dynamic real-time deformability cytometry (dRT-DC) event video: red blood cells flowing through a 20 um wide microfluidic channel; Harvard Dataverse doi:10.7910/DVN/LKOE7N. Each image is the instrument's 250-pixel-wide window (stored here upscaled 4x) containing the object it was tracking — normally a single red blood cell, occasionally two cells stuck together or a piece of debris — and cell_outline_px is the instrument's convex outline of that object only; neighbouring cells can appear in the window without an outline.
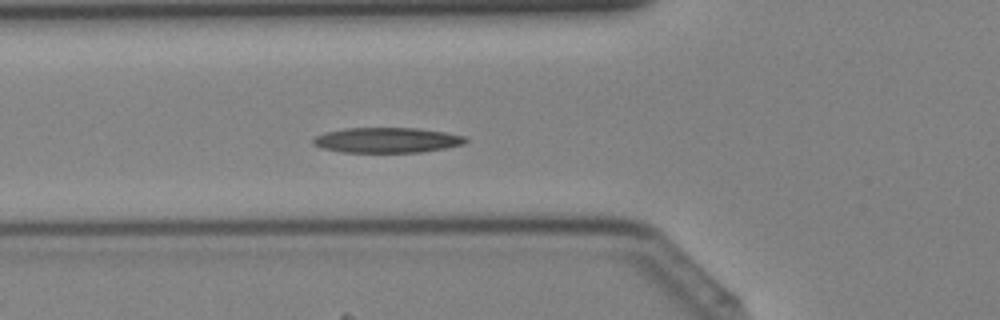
{"species": "Egyptian fruit bat (a non-hibernating species)", "species_latin": "Rousettus aegyptiacus", "temperature_condition": "cold", "stored_images_in_passage": 35, "camera_frame_rate_fps": 3000, "um_per_image_px": 0.085, "animal": {"sex": "female"}, "frame": {"image": 1, "passage_image": 8, "time_ms": 2.333, "image_size_px": [1000, 320], "cell_outline_px": [[468, 140], [464, 144], [444, 148], [420, 152], [340, 152], [324, 148], [312, 144], [312, 140], [316, 136], [324, 132], [344, 128], [416, 128], [444, 132], [464, 136]], "centroid_in_image_um": [32.86, 11.91], "position_along_channel_um": 92.9, "area_um2": 22.31}}
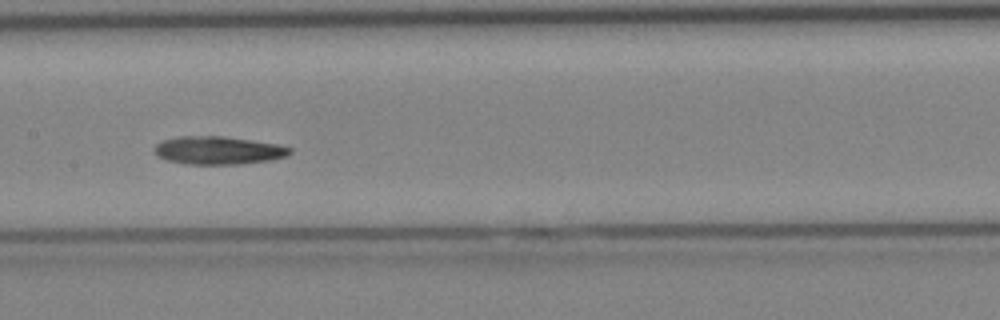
{"frame": {"image": 2, "passage_image": 14, "time_ms": 4.333, "image_size_px": [1000, 320], "cell_outline_px": [[292, 152], [284, 156], [268, 160], [236, 164], [184, 164], [168, 160], [156, 156], [156, 144], [164, 140], [180, 136], [224, 136], [276, 144], [292, 148]], "centroid_in_image_um": [18.53, 12.78], "position_along_channel_um": 188.9, "area_um2": 21.79}}
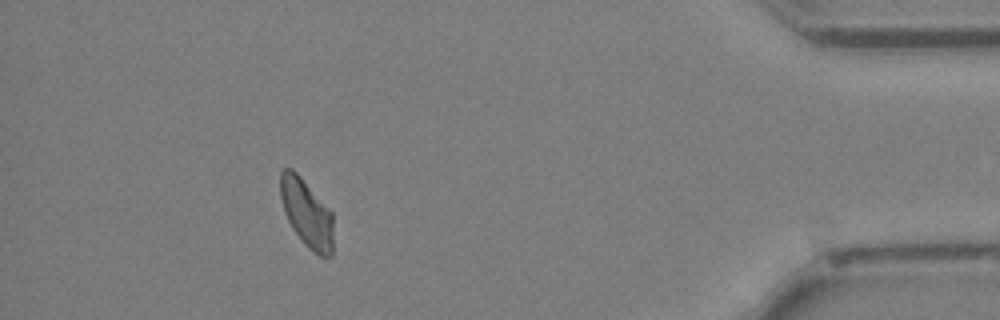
{"frame": {"image": 3, "passage_image": 31, "time_ms": 10.0, "image_size_px": [1000, 320], "cell_outline_px": [[332, 256], [320, 256], [312, 252], [304, 244], [292, 228], [284, 212], [280, 196], [280, 172], [284, 168], [292, 168], [300, 176], [332, 212]], "centroid_in_image_um": [26.05, 18.12], "position_along_channel_um": 409.2, "area_um2": 20.87}}